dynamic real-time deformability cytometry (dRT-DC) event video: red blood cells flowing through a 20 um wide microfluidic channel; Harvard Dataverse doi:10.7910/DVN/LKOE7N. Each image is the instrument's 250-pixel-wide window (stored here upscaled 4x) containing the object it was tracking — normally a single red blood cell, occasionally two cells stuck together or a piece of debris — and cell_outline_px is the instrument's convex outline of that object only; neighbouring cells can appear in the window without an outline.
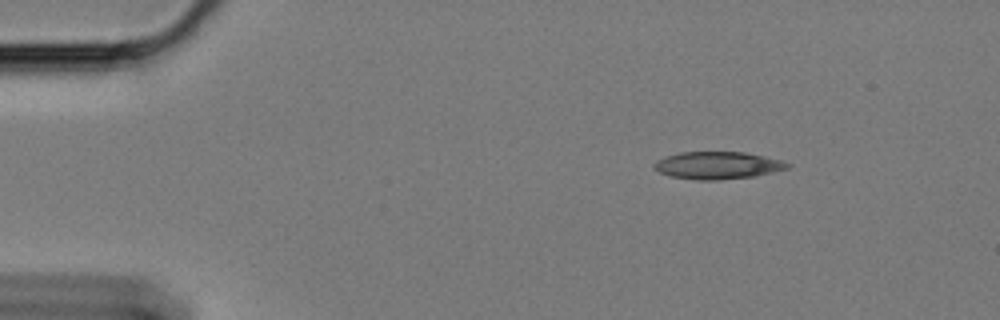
{"species": "Egyptian fruit bat (a non-hibernating species)", "species_latin": "Rousettus aegyptiacus", "temperature_condition": "cold", "stored_images_in_passage": 11, "camera_frame_rate_fps": 3000, "um_per_image_px": 0.085, "animal": {"sex": "female"}, "frame": {"image": 1, "passage_image": 1, "time_ms": 0.0, "image_size_px": [1000, 320], "cell_outline_px": [[792, 168], [752, 176], [716, 180], [696, 180], [672, 176], [660, 172], [652, 164], [656, 160], [680, 152], [744, 152], [764, 156], [780, 160], [792, 164]], "centroid_in_image_um": [61.03, 14.05], "position_along_channel_um": 24.0, "area_um2": 21.1}}
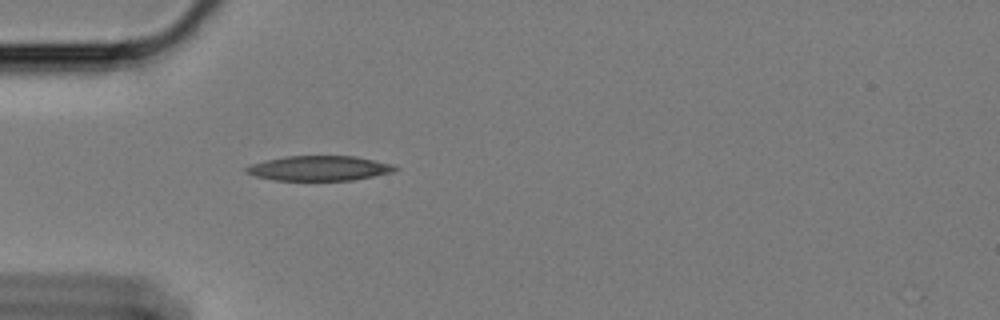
{"frame": {"image": 2, "passage_image": 10, "time_ms": 3.0, "image_size_px": [1000, 320], "cell_outline_px": [[400, 168], [396, 172], [352, 180], [272, 180], [256, 176], [248, 172], [244, 168], [252, 164], [284, 156], [356, 156], [392, 164]], "centroid_in_image_um": [27.2, 14.3], "position_along_channel_um": 57.8, "area_um2": 21.5}}